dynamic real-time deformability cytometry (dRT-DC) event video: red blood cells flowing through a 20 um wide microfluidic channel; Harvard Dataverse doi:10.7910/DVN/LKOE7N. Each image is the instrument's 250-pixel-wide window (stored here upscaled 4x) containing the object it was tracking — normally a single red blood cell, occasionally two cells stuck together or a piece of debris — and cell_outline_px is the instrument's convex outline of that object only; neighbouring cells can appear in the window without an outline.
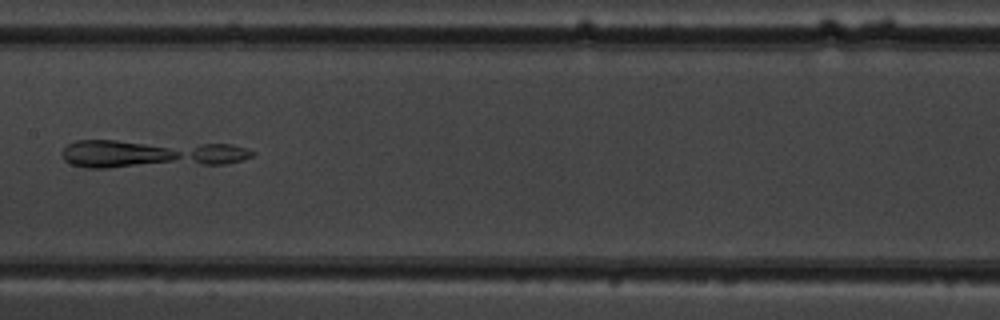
{"species": "common noctule bat (a hibernating species)", "species_latin": "Nyctalus noctula", "temperature_condition": "warm", "stored_images_in_passage": 8, "camera_frame_rate_fps": 3000, "um_per_image_px": 0.085, "animal": {"sex": "male", "body_mass_g": 19.5, "forearm_length_mm": 54.6}, "frame": {"image": 1, "passage_image": 8, "time_ms": 8.0, "image_size_px": [1000, 320], "cell_outline_px": [[256, 152], [252, 156], [240, 160], [224, 164], [108, 168], [84, 168], [72, 164], [64, 160], [60, 152], [68, 144], [76, 140], [116, 140], [232, 144], [248, 148]], "centroid_in_image_um": [12.75, 13.07], "position_along_channel_um": 194.6, "area_um2": 31.62}}